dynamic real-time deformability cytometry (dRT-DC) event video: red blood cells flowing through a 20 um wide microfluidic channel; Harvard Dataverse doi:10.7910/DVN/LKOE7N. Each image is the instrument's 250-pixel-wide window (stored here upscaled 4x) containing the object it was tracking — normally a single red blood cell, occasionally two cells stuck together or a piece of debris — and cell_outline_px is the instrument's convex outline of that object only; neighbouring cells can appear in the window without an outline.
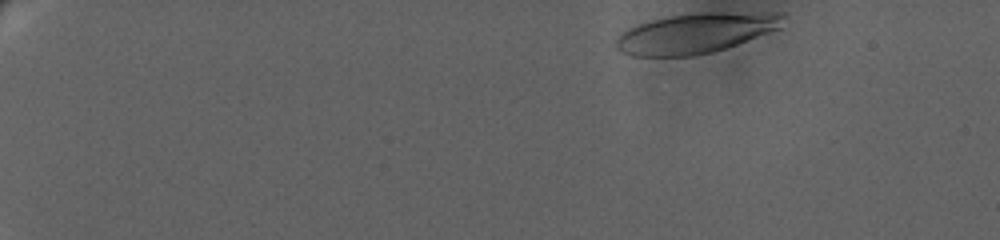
{"species": "human", "species_latin": "Homo sapiens", "temperature_condition": "warm", "stored_images_in_passage": 22, "camera_frame_rate_fps": 3000, "um_per_image_px": 0.085, "donor": {"sex": "female"}, "frame": {"image": 1, "passage_image": 1, "time_ms": 0.0, "image_size_px": [1000, 240], "cell_outline_px": [[784, 16], [780, 28], [736, 44], [712, 52], [692, 56], [632, 56], [620, 52], [616, 48], [616, 40], [628, 28], [636, 24], [648, 20], [668, 16], [700, 12], [784, 12]], "centroid_in_image_um": [59.12, 2.8], "position_along_channel_um": 25.9, "area_um2": 39.13}}
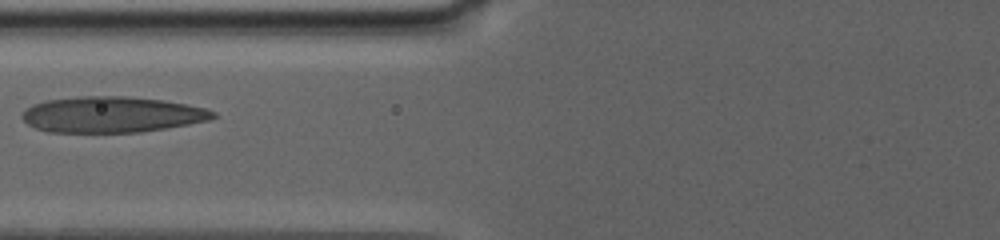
{"frame": {"image": 2, "passage_image": 17, "time_ms": 7.667, "image_size_px": [1000, 240], "cell_outline_px": [[216, 116], [208, 120], [188, 124], [140, 132], [48, 132], [36, 128], [28, 124], [24, 120], [24, 108], [32, 104], [44, 100], [80, 96], [124, 96], [164, 100], [188, 104], [204, 108], [216, 112]], "centroid_in_image_um": [9.49, 9.73], "position_along_channel_um": 116.3, "area_um2": 39.88}}
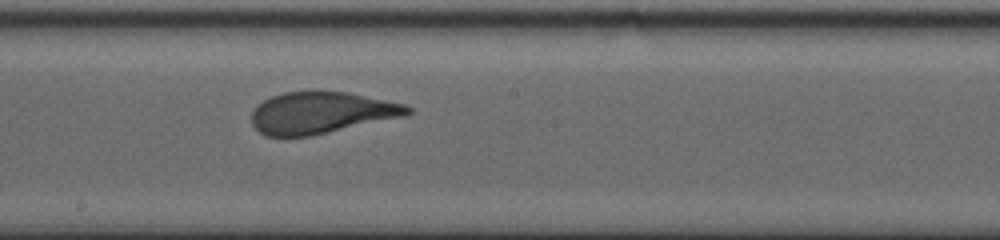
{"frame": {"image": 3, "passage_image": 22, "time_ms": 11.0, "image_size_px": [1000, 240], "cell_outline_px": [[412, 112], [404, 116], [308, 136], [264, 136], [252, 124], [252, 112], [264, 100], [272, 96], [284, 92], [348, 92], [404, 104], [412, 108]], "centroid_in_image_um": [27.3, 9.58], "position_along_channel_um": 220.9, "area_um2": 37.17}}